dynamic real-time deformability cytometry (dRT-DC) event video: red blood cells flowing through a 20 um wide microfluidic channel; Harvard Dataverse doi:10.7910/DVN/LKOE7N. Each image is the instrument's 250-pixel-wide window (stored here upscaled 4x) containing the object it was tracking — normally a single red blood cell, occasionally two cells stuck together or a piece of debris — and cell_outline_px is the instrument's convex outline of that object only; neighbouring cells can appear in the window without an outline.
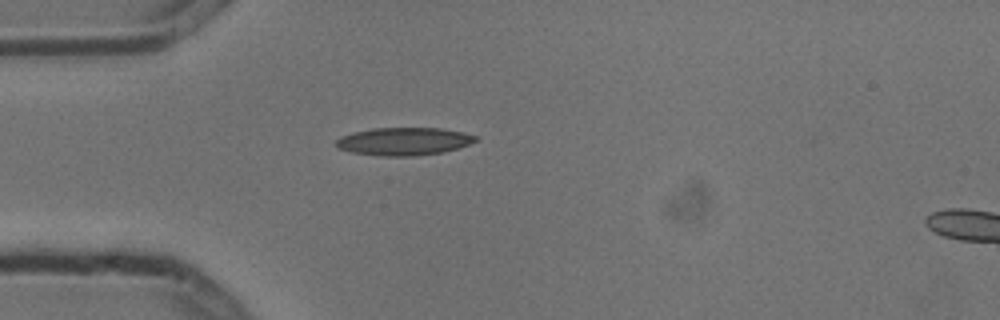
{"species": "common noctule bat (a hibernating species)", "species_latin": "Nyctalus noctula", "temperature_condition": "cold", "stored_images_in_passage": 2, "segment_of_instrument_passage": [1, 2], "camera_frame_rate_fps": 3000, "um_per_image_px": 0.085, "animal": {"sex": "male", "body_mass_g": 13.3}, "frame": {"image": 1, "passage_image": 1, "time_ms": 0.0, "image_size_px": [1000, 320], "cell_outline_px": [[476, 140], [468, 144], [456, 148], [440, 152], [416, 156], [380, 156], [352, 152], [336, 148], [336, 140], [340, 136], [352, 132], [372, 128], [440, 128], [464, 132], [476, 136]], "centroid_in_image_um": [34.26, 12.01], "position_along_channel_um": 50.7, "area_um2": 22.54}}